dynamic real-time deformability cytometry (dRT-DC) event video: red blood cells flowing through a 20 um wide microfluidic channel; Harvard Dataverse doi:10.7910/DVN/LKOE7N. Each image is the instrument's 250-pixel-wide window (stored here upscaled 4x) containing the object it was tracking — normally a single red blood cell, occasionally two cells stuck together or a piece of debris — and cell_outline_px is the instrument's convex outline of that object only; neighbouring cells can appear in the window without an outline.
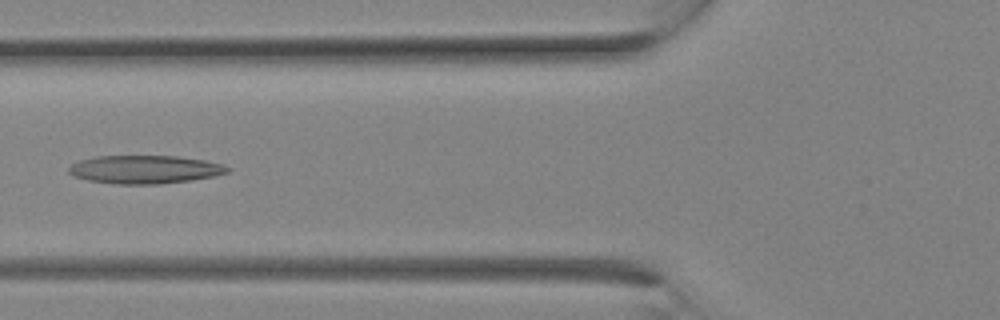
{"species": "Egyptian fruit bat (a non-hibernating species)", "species_latin": "Rousettus aegyptiacus", "temperature_condition": "room temperature", "stored_images_in_passage": 9, "camera_frame_rate_fps": 3000, "um_per_image_px": 0.085, "animal": {"sex": "female"}, "frame": {"image": 1, "passage_image": 8, "time_ms": 2.333, "image_size_px": [1000, 320], "cell_outline_px": [[232, 168], [228, 172], [212, 176], [192, 180], [160, 184], [116, 184], [88, 180], [72, 176], [68, 172], [68, 168], [72, 164], [80, 160], [96, 156], [176, 156], [204, 160], [224, 164]], "centroid_in_image_um": [12.31, 14.4], "position_along_channel_um": 113.5, "area_um2": 26.18}}